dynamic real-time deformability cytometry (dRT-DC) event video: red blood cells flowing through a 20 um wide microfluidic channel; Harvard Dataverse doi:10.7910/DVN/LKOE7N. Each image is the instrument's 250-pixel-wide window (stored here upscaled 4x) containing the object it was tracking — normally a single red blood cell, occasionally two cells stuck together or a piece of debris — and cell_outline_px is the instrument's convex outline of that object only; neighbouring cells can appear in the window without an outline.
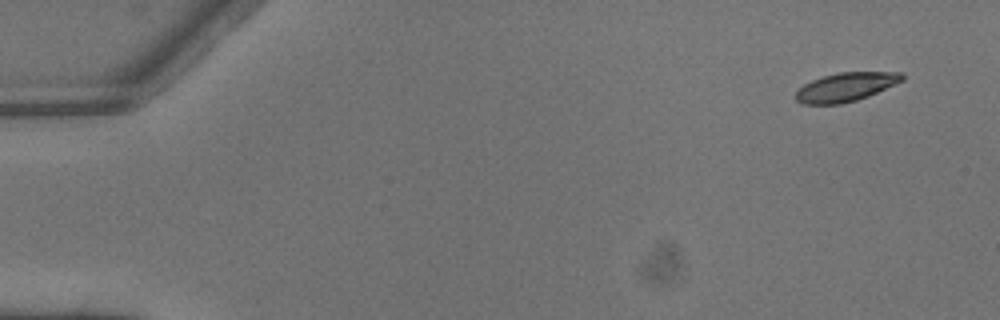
{"species": "common noctule bat (a hibernating species)", "species_latin": "Nyctalus noctula", "temperature_condition": "warm", "stored_images_in_passage": 3, "camera_frame_rate_fps": 3000, "um_per_image_px": 0.085, "animal": {"sex": "male", "body_mass_g": 13.3}, "frame": {"image": 1, "passage_image": 1, "time_ms": 0.0, "image_size_px": [1000, 320], "cell_outline_px": [[904, 80], [868, 96], [856, 100], [840, 104], [804, 104], [796, 100], [796, 92], [804, 84], [812, 80], [824, 76], [840, 72], [900, 72], [904, 76]], "centroid_in_image_um": [71.9, 7.39], "position_along_channel_um": 13.1, "area_um2": 17.63}}